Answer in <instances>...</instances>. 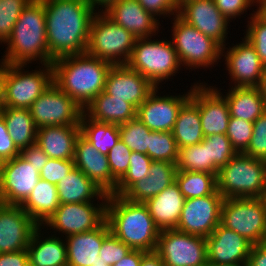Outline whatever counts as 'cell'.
Wrapping results in <instances>:
<instances>
[{"instance_id":"obj_62","label":"cell","mask_w":266,"mask_h":266,"mask_svg":"<svg viewBox=\"0 0 266 266\" xmlns=\"http://www.w3.org/2000/svg\"><path fill=\"white\" fill-rule=\"evenodd\" d=\"M254 5L257 6V8H264L266 7V0H254Z\"/></svg>"},{"instance_id":"obj_37","label":"cell","mask_w":266,"mask_h":266,"mask_svg":"<svg viewBox=\"0 0 266 266\" xmlns=\"http://www.w3.org/2000/svg\"><path fill=\"white\" fill-rule=\"evenodd\" d=\"M175 181L185 199L208 196L217 190L216 175L212 173L177 171Z\"/></svg>"},{"instance_id":"obj_10","label":"cell","mask_w":266,"mask_h":266,"mask_svg":"<svg viewBox=\"0 0 266 266\" xmlns=\"http://www.w3.org/2000/svg\"><path fill=\"white\" fill-rule=\"evenodd\" d=\"M220 224L246 238L253 245L266 236V216L261 198L224 199Z\"/></svg>"},{"instance_id":"obj_32","label":"cell","mask_w":266,"mask_h":266,"mask_svg":"<svg viewBox=\"0 0 266 266\" xmlns=\"http://www.w3.org/2000/svg\"><path fill=\"white\" fill-rule=\"evenodd\" d=\"M230 87L228 93L222 95L228 103L230 118L254 122L266 111L258 87Z\"/></svg>"},{"instance_id":"obj_47","label":"cell","mask_w":266,"mask_h":266,"mask_svg":"<svg viewBox=\"0 0 266 266\" xmlns=\"http://www.w3.org/2000/svg\"><path fill=\"white\" fill-rule=\"evenodd\" d=\"M244 154L266 161V111L253 122V134Z\"/></svg>"},{"instance_id":"obj_48","label":"cell","mask_w":266,"mask_h":266,"mask_svg":"<svg viewBox=\"0 0 266 266\" xmlns=\"http://www.w3.org/2000/svg\"><path fill=\"white\" fill-rule=\"evenodd\" d=\"M132 249L125 243L120 241L112 233H110L104 240L99 251V258L106 262L109 266H113L119 262Z\"/></svg>"},{"instance_id":"obj_59","label":"cell","mask_w":266,"mask_h":266,"mask_svg":"<svg viewBox=\"0 0 266 266\" xmlns=\"http://www.w3.org/2000/svg\"><path fill=\"white\" fill-rule=\"evenodd\" d=\"M259 91H260V95L263 98L265 104H266V67L264 69V72L261 76L259 85L257 86Z\"/></svg>"},{"instance_id":"obj_45","label":"cell","mask_w":266,"mask_h":266,"mask_svg":"<svg viewBox=\"0 0 266 266\" xmlns=\"http://www.w3.org/2000/svg\"><path fill=\"white\" fill-rule=\"evenodd\" d=\"M246 28V36L250 44L256 50L261 62L266 67V22H264L253 10Z\"/></svg>"},{"instance_id":"obj_8","label":"cell","mask_w":266,"mask_h":266,"mask_svg":"<svg viewBox=\"0 0 266 266\" xmlns=\"http://www.w3.org/2000/svg\"><path fill=\"white\" fill-rule=\"evenodd\" d=\"M136 39L132 33L98 11L90 26L86 53L112 65H126Z\"/></svg>"},{"instance_id":"obj_24","label":"cell","mask_w":266,"mask_h":266,"mask_svg":"<svg viewBox=\"0 0 266 266\" xmlns=\"http://www.w3.org/2000/svg\"><path fill=\"white\" fill-rule=\"evenodd\" d=\"M75 167L81 170L106 194H112L117 181L112 177L107 155L101 154L81 134L75 142L74 151Z\"/></svg>"},{"instance_id":"obj_54","label":"cell","mask_w":266,"mask_h":266,"mask_svg":"<svg viewBox=\"0 0 266 266\" xmlns=\"http://www.w3.org/2000/svg\"><path fill=\"white\" fill-rule=\"evenodd\" d=\"M0 266H29L27 250L0 253Z\"/></svg>"},{"instance_id":"obj_66","label":"cell","mask_w":266,"mask_h":266,"mask_svg":"<svg viewBox=\"0 0 266 266\" xmlns=\"http://www.w3.org/2000/svg\"><path fill=\"white\" fill-rule=\"evenodd\" d=\"M260 198L262 199V203H263L264 209H265V216H266V191Z\"/></svg>"},{"instance_id":"obj_30","label":"cell","mask_w":266,"mask_h":266,"mask_svg":"<svg viewBox=\"0 0 266 266\" xmlns=\"http://www.w3.org/2000/svg\"><path fill=\"white\" fill-rule=\"evenodd\" d=\"M41 228L42 226H39L34 231L27 247L29 266H67L65 240L56 237V234L43 237Z\"/></svg>"},{"instance_id":"obj_52","label":"cell","mask_w":266,"mask_h":266,"mask_svg":"<svg viewBox=\"0 0 266 266\" xmlns=\"http://www.w3.org/2000/svg\"><path fill=\"white\" fill-rule=\"evenodd\" d=\"M7 130V125L0 115V163L11 160L20 154Z\"/></svg>"},{"instance_id":"obj_40","label":"cell","mask_w":266,"mask_h":266,"mask_svg":"<svg viewBox=\"0 0 266 266\" xmlns=\"http://www.w3.org/2000/svg\"><path fill=\"white\" fill-rule=\"evenodd\" d=\"M177 171H195L208 173V154L206 140L199 144L178 149Z\"/></svg>"},{"instance_id":"obj_46","label":"cell","mask_w":266,"mask_h":266,"mask_svg":"<svg viewBox=\"0 0 266 266\" xmlns=\"http://www.w3.org/2000/svg\"><path fill=\"white\" fill-rule=\"evenodd\" d=\"M132 151L119 140L108 152L107 158L112 177L118 182L127 172Z\"/></svg>"},{"instance_id":"obj_7","label":"cell","mask_w":266,"mask_h":266,"mask_svg":"<svg viewBox=\"0 0 266 266\" xmlns=\"http://www.w3.org/2000/svg\"><path fill=\"white\" fill-rule=\"evenodd\" d=\"M43 66L28 72L24 69L27 64H8L2 80L0 107L29 109L53 83L52 64Z\"/></svg>"},{"instance_id":"obj_21","label":"cell","mask_w":266,"mask_h":266,"mask_svg":"<svg viewBox=\"0 0 266 266\" xmlns=\"http://www.w3.org/2000/svg\"><path fill=\"white\" fill-rule=\"evenodd\" d=\"M178 16L222 47L227 45L225 42L230 21L223 16L213 0L188 1L179 8Z\"/></svg>"},{"instance_id":"obj_1","label":"cell","mask_w":266,"mask_h":266,"mask_svg":"<svg viewBox=\"0 0 266 266\" xmlns=\"http://www.w3.org/2000/svg\"><path fill=\"white\" fill-rule=\"evenodd\" d=\"M49 55L55 60L86 53L97 10L86 0H43Z\"/></svg>"},{"instance_id":"obj_5","label":"cell","mask_w":266,"mask_h":266,"mask_svg":"<svg viewBox=\"0 0 266 266\" xmlns=\"http://www.w3.org/2000/svg\"><path fill=\"white\" fill-rule=\"evenodd\" d=\"M216 180L224 199L260 198L266 191V161L237 153L218 170Z\"/></svg>"},{"instance_id":"obj_55","label":"cell","mask_w":266,"mask_h":266,"mask_svg":"<svg viewBox=\"0 0 266 266\" xmlns=\"http://www.w3.org/2000/svg\"><path fill=\"white\" fill-rule=\"evenodd\" d=\"M246 265L266 266V251H264L258 244L253 245Z\"/></svg>"},{"instance_id":"obj_19","label":"cell","mask_w":266,"mask_h":266,"mask_svg":"<svg viewBox=\"0 0 266 266\" xmlns=\"http://www.w3.org/2000/svg\"><path fill=\"white\" fill-rule=\"evenodd\" d=\"M242 41L229 48L223 46L222 57L234 87H257L265 66L250 42L245 38Z\"/></svg>"},{"instance_id":"obj_29","label":"cell","mask_w":266,"mask_h":266,"mask_svg":"<svg viewBox=\"0 0 266 266\" xmlns=\"http://www.w3.org/2000/svg\"><path fill=\"white\" fill-rule=\"evenodd\" d=\"M57 191L60 204L94 202L96 199L107 202L108 199V194L76 167L57 184Z\"/></svg>"},{"instance_id":"obj_64","label":"cell","mask_w":266,"mask_h":266,"mask_svg":"<svg viewBox=\"0 0 266 266\" xmlns=\"http://www.w3.org/2000/svg\"><path fill=\"white\" fill-rule=\"evenodd\" d=\"M264 251H266V236L262 238L258 244Z\"/></svg>"},{"instance_id":"obj_57","label":"cell","mask_w":266,"mask_h":266,"mask_svg":"<svg viewBox=\"0 0 266 266\" xmlns=\"http://www.w3.org/2000/svg\"><path fill=\"white\" fill-rule=\"evenodd\" d=\"M140 266H164L162 259L155 252H147L141 260Z\"/></svg>"},{"instance_id":"obj_13","label":"cell","mask_w":266,"mask_h":266,"mask_svg":"<svg viewBox=\"0 0 266 266\" xmlns=\"http://www.w3.org/2000/svg\"><path fill=\"white\" fill-rule=\"evenodd\" d=\"M97 201L60 204L50 218L42 225L53 229L54 233L69 235L92 231L106 220V203Z\"/></svg>"},{"instance_id":"obj_36","label":"cell","mask_w":266,"mask_h":266,"mask_svg":"<svg viewBox=\"0 0 266 266\" xmlns=\"http://www.w3.org/2000/svg\"><path fill=\"white\" fill-rule=\"evenodd\" d=\"M80 134L105 155L120 140L119 125L95 121L84 112L80 119Z\"/></svg>"},{"instance_id":"obj_11","label":"cell","mask_w":266,"mask_h":266,"mask_svg":"<svg viewBox=\"0 0 266 266\" xmlns=\"http://www.w3.org/2000/svg\"><path fill=\"white\" fill-rule=\"evenodd\" d=\"M155 252L164 266L208 264L206 239L177 229L160 231Z\"/></svg>"},{"instance_id":"obj_49","label":"cell","mask_w":266,"mask_h":266,"mask_svg":"<svg viewBox=\"0 0 266 266\" xmlns=\"http://www.w3.org/2000/svg\"><path fill=\"white\" fill-rule=\"evenodd\" d=\"M74 167V160L49 158L40 171V179L57 185Z\"/></svg>"},{"instance_id":"obj_9","label":"cell","mask_w":266,"mask_h":266,"mask_svg":"<svg viewBox=\"0 0 266 266\" xmlns=\"http://www.w3.org/2000/svg\"><path fill=\"white\" fill-rule=\"evenodd\" d=\"M172 44L179 60L186 69L209 68L221 60L222 46L178 15L173 16ZM216 62V63H215Z\"/></svg>"},{"instance_id":"obj_4","label":"cell","mask_w":266,"mask_h":266,"mask_svg":"<svg viewBox=\"0 0 266 266\" xmlns=\"http://www.w3.org/2000/svg\"><path fill=\"white\" fill-rule=\"evenodd\" d=\"M4 44L6 54L3 59L8 64H52L49 55L43 0H32L22 10L11 35Z\"/></svg>"},{"instance_id":"obj_44","label":"cell","mask_w":266,"mask_h":266,"mask_svg":"<svg viewBox=\"0 0 266 266\" xmlns=\"http://www.w3.org/2000/svg\"><path fill=\"white\" fill-rule=\"evenodd\" d=\"M253 122L239 118H230L226 135L237 153H244L251 141Z\"/></svg>"},{"instance_id":"obj_38","label":"cell","mask_w":266,"mask_h":266,"mask_svg":"<svg viewBox=\"0 0 266 266\" xmlns=\"http://www.w3.org/2000/svg\"><path fill=\"white\" fill-rule=\"evenodd\" d=\"M204 139L208 154V173L217 176L218 170L224 167L237 152L233 149L226 134H214Z\"/></svg>"},{"instance_id":"obj_50","label":"cell","mask_w":266,"mask_h":266,"mask_svg":"<svg viewBox=\"0 0 266 266\" xmlns=\"http://www.w3.org/2000/svg\"><path fill=\"white\" fill-rule=\"evenodd\" d=\"M219 11L230 22L233 18L241 16L247 9L254 6V0H213Z\"/></svg>"},{"instance_id":"obj_34","label":"cell","mask_w":266,"mask_h":266,"mask_svg":"<svg viewBox=\"0 0 266 266\" xmlns=\"http://www.w3.org/2000/svg\"><path fill=\"white\" fill-rule=\"evenodd\" d=\"M0 115L16 147L21 151L36 143L37 128L29 109L0 107Z\"/></svg>"},{"instance_id":"obj_51","label":"cell","mask_w":266,"mask_h":266,"mask_svg":"<svg viewBox=\"0 0 266 266\" xmlns=\"http://www.w3.org/2000/svg\"><path fill=\"white\" fill-rule=\"evenodd\" d=\"M146 10L151 12L156 18L158 16L178 15L179 9L176 7L175 0H137Z\"/></svg>"},{"instance_id":"obj_41","label":"cell","mask_w":266,"mask_h":266,"mask_svg":"<svg viewBox=\"0 0 266 266\" xmlns=\"http://www.w3.org/2000/svg\"><path fill=\"white\" fill-rule=\"evenodd\" d=\"M149 157L153 161L176 163L178 147L171 131H152L149 134Z\"/></svg>"},{"instance_id":"obj_43","label":"cell","mask_w":266,"mask_h":266,"mask_svg":"<svg viewBox=\"0 0 266 266\" xmlns=\"http://www.w3.org/2000/svg\"><path fill=\"white\" fill-rule=\"evenodd\" d=\"M32 0H0V42L5 43L12 33L22 10Z\"/></svg>"},{"instance_id":"obj_31","label":"cell","mask_w":266,"mask_h":266,"mask_svg":"<svg viewBox=\"0 0 266 266\" xmlns=\"http://www.w3.org/2000/svg\"><path fill=\"white\" fill-rule=\"evenodd\" d=\"M137 109L129 102L112 98L102 91L84 109V113L91 119L121 125L136 118Z\"/></svg>"},{"instance_id":"obj_17","label":"cell","mask_w":266,"mask_h":266,"mask_svg":"<svg viewBox=\"0 0 266 266\" xmlns=\"http://www.w3.org/2000/svg\"><path fill=\"white\" fill-rule=\"evenodd\" d=\"M159 88L137 108L136 117L151 131L172 132L180 108L191 96V89L183 95L158 96Z\"/></svg>"},{"instance_id":"obj_27","label":"cell","mask_w":266,"mask_h":266,"mask_svg":"<svg viewBox=\"0 0 266 266\" xmlns=\"http://www.w3.org/2000/svg\"><path fill=\"white\" fill-rule=\"evenodd\" d=\"M184 202L185 197L175 181L144 204L147 206L156 227L162 231L176 229Z\"/></svg>"},{"instance_id":"obj_26","label":"cell","mask_w":266,"mask_h":266,"mask_svg":"<svg viewBox=\"0 0 266 266\" xmlns=\"http://www.w3.org/2000/svg\"><path fill=\"white\" fill-rule=\"evenodd\" d=\"M176 163L153 161L149 175L133 183L121 196L126 200L145 203L175 182Z\"/></svg>"},{"instance_id":"obj_35","label":"cell","mask_w":266,"mask_h":266,"mask_svg":"<svg viewBox=\"0 0 266 266\" xmlns=\"http://www.w3.org/2000/svg\"><path fill=\"white\" fill-rule=\"evenodd\" d=\"M172 133L178 149L199 144L205 138L199 108L191 98L180 108Z\"/></svg>"},{"instance_id":"obj_22","label":"cell","mask_w":266,"mask_h":266,"mask_svg":"<svg viewBox=\"0 0 266 266\" xmlns=\"http://www.w3.org/2000/svg\"><path fill=\"white\" fill-rule=\"evenodd\" d=\"M205 239L208 263L247 264L253 244L235 231L219 224Z\"/></svg>"},{"instance_id":"obj_3","label":"cell","mask_w":266,"mask_h":266,"mask_svg":"<svg viewBox=\"0 0 266 266\" xmlns=\"http://www.w3.org/2000/svg\"><path fill=\"white\" fill-rule=\"evenodd\" d=\"M106 221L110 232L132 250H156L160 230L144 203L131 202L121 195L108 194Z\"/></svg>"},{"instance_id":"obj_16","label":"cell","mask_w":266,"mask_h":266,"mask_svg":"<svg viewBox=\"0 0 266 266\" xmlns=\"http://www.w3.org/2000/svg\"><path fill=\"white\" fill-rule=\"evenodd\" d=\"M206 83H194L190 98L197 104L204 137L226 134L230 119L229 106L223 93ZM214 87V88H213Z\"/></svg>"},{"instance_id":"obj_23","label":"cell","mask_w":266,"mask_h":266,"mask_svg":"<svg viewBox=\"0 0 266 266\" xmlns=\"http://www.w3.org/2000/svg\"><path fill=\"white\" fill-rule=\"evenodd\" d=\"M101 11L137 38L153 37L159 32V20L137 0H116Z\"/></svg>"},{"instance_id":"obj_63","label":"cell","mask_w":266,"mask_h":266,"mask_svg":"<svg viewBox=\"0 0 266 266\" xmlns=\"http://www.w3.org/2000/svg\"><path fill=\"white\" fill-rule=\"evenodd\" d=\"M188 1L191 0H175L176 7L179 9L182 5H184Z\"/></svg>"},{"instance_id":"obj_18","label":"cell","mask_w":266,"mask_h":266,"mask_svg":"<svg viewBox=\"0 0 266 266\" xmlns=\"http://www.w3.org/2000/svg\"><path fill=\"white\" fill-rule=\"evenodd\" d=\"M38 227L20 205L0 203V253L27 250Z\"/></svg>"},{"instance_id":"obj_39","label":"cell","mask_w":266,"mask_h":266,"mask_svg":"<svg viewBox=\"0 0 266 266\" xmlns=\"http://www.w3.org/2000/svg\"><path fill=\"white\" fill-rule=\"evenodd\" d=\"M152 131L137 117L119 125L120 140L131 150L149 156V134Z\"/></svg>"},{"instance_id":"obj_6","label":"cell","mask_w":266,"mask_h":266,"mask_svg":"<svg viewBox=\"0 0 266 266\" xmlns=\"http://www.w3.org/2000/svg\"><path fill=\"white\" fill-rule=\"evenodd\" d=\"M137 38L126 65L147 78L156 88L175 76L182 64L171 41Z\"/></svg>"},{"instance_id":"obj_67","label":"cell","mask_w":266,"mask_h":266,"mask_svg":"<svg viewBox=\"0 0 266 266\" xmlns=\"http://www.w3.org/2000/svg\"><path fill=\"white\" fill-rule=\"evenodd\" d=\"M92 266H109V265L106 264V262H103L101 260V258H99V261L96 264L92 265Z\"/></svg>"},{"instance_id":"obj_2","label":"cell","mask_w":266,"mask_h":266,"mask_svg":"<svg viewBox=\"0 0 266 266\" xmlns=\"http://www.w3.org/2000/svg\"><path fill=\"white\" fill-rule=\"evenodd\" d=\"M53 83L83 110L102 91L112 64L87 53L55 59Z\"/></svg>"},{"instance_id":"obj_58","label":"cell","mask_w":266,"mask_h":266,"mask_svg":"<svg viewBox=\"0 0 266 266\" xmlns=\"http://www.w3.org/2000/svg\"><path fill=\"white\" fill-rule=\"evenodd\" d=\"M89 2L96 10L100 11L102 8H106L108 5H110L112 2L116 0H86ZM101 9H98V8Z\"/></svg>"},{"instance_id":"obj_53","label":"cell","mask_w":266,"mask_h":266,"mask_svg":"<svg viewBox=\"0 0 266 266\" xmlns=\"http://www.w3.org/2000/svg\"><path fill=\"white\" fill-rule=\"evenodd\" d=\"M20 154L39 172L46 165L49 159V157L43 152L42 148L36 143L21 150Z\"/></svg>"},{"instance_id":"obj_14","label":"cell","mask_w":266,"mask_h":266,"mask_svg":"<svg viewBox=\"0 0 266 266\" xmlns=\"http://www.w3.org/2000/svg\"><path fill=\"white\" fill-rule=\"evenodd\" d=\"M39 180L40 172L21 154L0 163V203L21 205Z\"/></svg>"},{"instance_id":"obj_56","label":"cell","mask_w":266,"mask_h":266,"mask_svg":"<svg viewBox=\"0 0 266 266\" xmlns=\"http://www.w3.org/2000/svg\"><path fill=\"white\" fill-rule=\"evenodd\" d=\"M147 252L141 250H131L127 255H125L119 262L115 263L113 266H140L142 257Z\"/></svg>"},{"instance_id":"obj_12","label":"cell","mask_w":266,"mask_h":266,"mask_svg":"<svg viewBox=\"0 0 266 266\" xmlns=\"http://www.w3.org/2000/svg\"><path fill=\"white\" fill-rule=\"evenodd\" d=\"M36 128L80 125L84 110L52 83L29 108Z\"/></svg>"},{"instance_id":"obj_25","label":"cell","mask_w":266,"mask_h":266,"mask_svg":"<svg viewBox=\"0 0 266 266\" xmlns=\"http://www.w3.org/2000/svg\"><path fill=\"white\" fill-rule=\"evenodd\" d=\"M105 220L98 228L67 236V266H92L99 261V251L103 240L110 234Z\"/></svg>"},{"instance_id":"obj_65","label":"cell","mask_w":266,"mask_h":266,"mask_svg":"<svg viewBox=\"0 0 266 266\" xmlns=\"http://www.w3.org/2000/svg\"><path fill=\"white\" fill-rule=\"evenodd\" d=\"M209 266H247L246 264L242 265H231V264H213V263H208Z\"/></svg>"},{"instance_id":"obj_60","label":"cell","mask_w":266,"mask_h":266,"mask_svg":"<svg viewBox=\"0 0 266 266\" xmlns=\"http://www.w3.org/2000/svg\"><path fill=\"white\" fill-rule=\"evenodd\" d=\"M8 66V63L2 58L0 61V101H1V94H2V80L3 75Z\"/></svg>"},{"instance_id":"obj_61","label":"cell","mask_w":266,"mask_h":266,"mask_svg":"<svg viewBox=\"0 0 266 266\" xmlns=\"http://www.w3.org/2000/svg\"><path fill=\"white\" fill-rule=\"evenodd\" d=\"M255 13L264 21L266 22V7L264 8H257Z\"/></svg>"},{"instance_id":"obj_20","label":"cell","mask_w":266,"mask_h":266,"mask_svg":"<svg viewBox=\"0 0 266 266\" xmlns=\"http://www.w3.org/2000/svg\"><path fill=\"white\" fill-rule=\"evenodd\" d=\"M155 89L147 78L127 65H112L104 92L112 98L131 103L137 109Z\"/></svg>"},{"instance_id":"obj_15","label":"cell","mask_w":266,"mask_h":266,"mask_svg":"<svg viewBox=\"0 0 266 266\" xmlns=\"http://www.w3.org/2000/svg\"><path fill=\"white\" fill-rule=\"evenodd\" d=\"M223 200L217 190L208 196L185 199L176 229L207 238L220 224Z\"/></svg>"},{"instance_id":"obj_28","label":"cell","mask_w":266,"mask_h":266,"mask_svg":"<svg viewBox=\"0 0 266 266\" xmlns=\"http://www.w3.org/2000/svg\"><path fill=\"white\" fill-rule=\"evenodd\" d=\"M80 125L45 126L37 129L36 144L53 159L73 160Z\"/></svg>"},{"instance_id":"obj_42","label":"cell","mask_w":266,"mask_h":266,"mask_svg":"<svg viewBox=\"0 0 266 266\" xmlns=\"http://www.w3.org/2000/svg\"><path fill=\"white\" fill-rule=\"evenodd\" d=\"M152 162L153 160L147 154L132 151L128 170L117 182V187L112 194L122 195L133 183L147 177Z\"/></svg>"},{"instance_id":"obj_33","label":"cell","mask_w":266,"mask_h":266,"mask_svg":"<svg viewBox=\"0 0 266 266\" xmlns=\"http://www.w3.org/2000/svg\"><path fill=\"white\" fill-rule=\"evenodd\" d=\"M59 205L57 185L40 179L20 206L39 226H42Z\"/></svg>"}]
</instances>
